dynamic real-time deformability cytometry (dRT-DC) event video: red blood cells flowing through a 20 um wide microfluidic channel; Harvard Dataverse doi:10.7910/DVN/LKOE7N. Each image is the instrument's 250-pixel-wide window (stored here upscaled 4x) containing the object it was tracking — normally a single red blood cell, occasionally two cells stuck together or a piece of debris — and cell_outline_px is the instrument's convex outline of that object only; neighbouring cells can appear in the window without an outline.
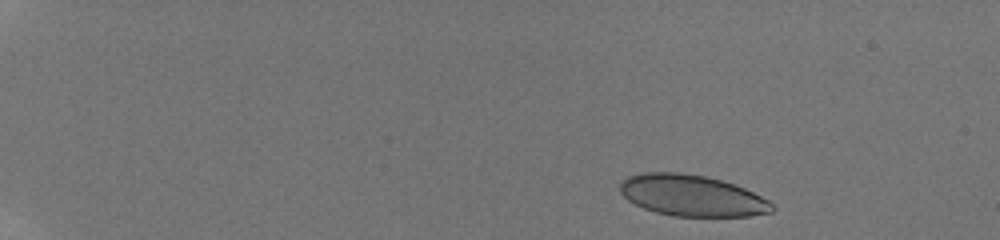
{"species": "human", "species_latin": "Homo sapiens", "temperature_condition": "room temperature", "stored_images_in_passage": 37, "camera_frame_rate_fps": 3000, "um_per_image_px": 0.085, "donor": {"sex": "male"}, "frame": {"image": 1, "passage_image": 1, "time_ms": 0.0, "image_size_px": [1000, 240], "cell_outline_px": [[776, 208], [772, 212], [748, 216], [672, 216], [656, 212], [644, 208], [628, 200], [620, 192], [620, 180], [628, 176], [644, 172], [680, 172], [704, 176], [720, 180], [744, 188], [768, 200]], "centroid_in_image_um": [58.78, 16.62], "position_along_channel_um": 26.2, "area_um2": 36.41}}
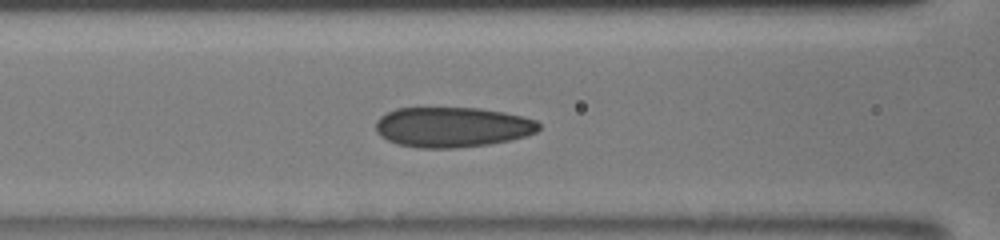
{"frame": {"image": 2, "passage_image": 15, "time_ms": 6.0, "image_size_px": [1000, 240], "cell_outline_px": [[540, 128], [536, 132], [524, 136], [508, 140], [488, 144], [456, 148], [420, 148], [396, 144], [380, 136], [376, 132], [376, 120], [380, 116], [396, 108], [480, 108], [504, 112], [524, 116], [536, 120], [540, 124]], "centroid_in_image_um": [38.43, 10.8], "position_along_channel_um": 128.2, "area_um2": 38.26}}
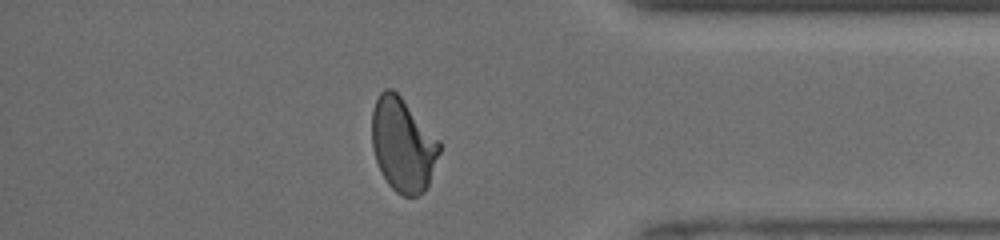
{"frame": {"image": 3, "passage_image": 32, "time_ms": 13.0, "image_size_px": [1000, 240], "cell_outline_px": [[440, 152], [428, 184], [420, 196], [404, 196], [396, 192], [388, 184], [376, 160], [372, 148], [372, 108], [380, 92], [384, 88], [392, 88], [400, 96], [440, 140]], "centroid_in_image_um": [34.24, 12.3], "position_along_channel_um": 401.0, "area_um2": 36.76}, "authors_computed_cell_mechanics": {"area_um2": 37.57, "velocity_mm_per_s": 4.0816, "shape_relaxation_time_tau1_ms": 5.9797, "shape_relaxation_time_tau2_ms": 0.7152, "deformation_change_tau1": 0.1625, "deformation_change_tau2": 0.0445}}